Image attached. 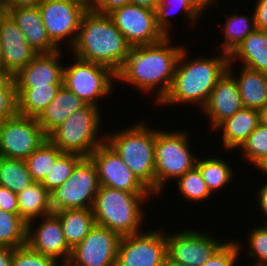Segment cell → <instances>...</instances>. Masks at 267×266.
I'll return each mask as SVG.
<instances>
[{"label": "cell", "instance_id": "6da1fadb", "mask_svg": "<svg viewBox=\"0 0 267 266\" xmlns=\"http://www.w3.org/2000/svg\"><path fill=\"white\" fill-rule=\"evenodd\" d=\"M173 36H166L161 41L128 49L122 66L116 72V82L131 85L141 94L154 95L155 107L168 93L177 61L185 43H174ZM173 44V45H172Z\"/></svg>", "mask_w": 267, "mask_h": 266}, {"label": "cell", "instance_id": "7a4b0ae2", "mask_svg": "<svg viewBox=\"0 0 267 266\" xmlns=\"http://www.w3.org/2000/svg\"><path fill=\"white\" fill-rule=\"evenodd\" d=\"M188 50V47L184 46L181 51L171 87L157 108L186 104L187 107L193 105L199 107L197 110H201L214 86L227 71L229 55L216 50L212 56L199 54L193 58V55H188Z\"/></svg>", "mask_w": 267, "mask_h": 266}, {"label": "cell", "instance_id": "3957f363", "mask_svg": "<svg viewBox=\"0 0 267 266\" xmlns=\"http://www.w3.org/2000/svg\"><path fill=\"white\" fill-rule=\"evenodd\" d=\"M130 47L109 15L88 9L81 19L76 41L68 52L82 60L107 66L116 73Z\"/></svg>", "mask_w": 267, "mask_h": 266}, {"label": "cell", "instance_id": "277c9868", "mask_svg": "<svg viewBox=\"0 0 267 266\" xmlns=\"http://www.w3.org/2000/svg\"><path fill=\"white\" fill-rule=\"evenodd\" d=\"M150 197L156 198L152 193H130L100 185L92 206L95 224L121 237L138 234L148 228L145 211L149 206L145 205Z\"/></svg>", "mask_w": 267, "mask_h": 266}, {"label": "cell", "instance_id": "5b68a950", "mask_svg": "<svg viewBox=\"0 0 267 266\" xmlns=\"http://www.w3.org/2000/svg\"><path fill=\"white\" fill-rule=\"evenodd\" d=\"M105 133V141L136 178L155 196L156 129L147 125L146 120L139 119L125 129L106 130Z\"/></svg>", "mask_w": 267, "mask_h": 266}, {"label": "cell", "instance_id": "8992f818", "mask_svg": "<svg viewBox=\"0 0 267 266\" xmlns=\"http://www.w3.org/2000/svg\"><path fill=\"white\" fill-rule=\"evenodd\" d=\"M184 130V131H183ZM171 131L156 129L155 140V197L162 198L168 183L196 166L198 156L193 153L191 135L186 129ZM190 135V136H189ZM191 139V140H190Z\"/></svg>", "mask_w": 267, "mask_h": 266}, {"label": "cell", "instance_id": "52a82bcc", "mask_svg": "<svg viewBox=\"0 0 267 266\" xmlns=\"http://www.w3.org/2000/svg\"><path fill=\"white\" fill-rule=\"evenodd\" d=\"M101 110L95 105L87 104L52 130L47 139L63 153L89 157L106 139V133L102 129L104 115Z\"/></svg>", "mask_w": 267, "mask_h": 266}, {"label": "cell", "instance_id": "ba28073f", "mask_svg": "<svg viewBox=\"0 0 267 266\" xmlns=\"http://www.w3.org/2000/svg\"><path fill=\"white\" fill-rule=\"evenodd\" d=\"M72 57L73 62L64 64L63 85L85 103L100 108L99 101L116 90V73L107 66Z\"/></svg>", "mask_w": 267, "mask_h": 266}, {"label": "cell", "instance_id": "9c48e42d", "mask_svg": "<svg viewBox=\"0 0 267 266\" xmlns=\"http://www.w3.org/2000/svg\"><path fill=\"white\" fill-rule=\"evenodd\" d=\"M99 187L96 166L89 157H84L70 178L50 192L52 212L92 209Z\"/></svg>", "mask_w": 267, "mask_h": 266}, {"label": "cell", "instance_id": "30bf717a", "mask_svg": "<svg viewBox=\"0 0 267 266\" xmlns=\"http://www.w3.org/2000/svg\"><path fill=\"white\" fill-rule=\"evenodd\" d=\"M38 8L50 40L59 49L64 43L66 49H70L76 41L81 19L88 7L76 0H43Z\"/></svg>", "mask_w": 267, "mask_h": 266}, {"label": "cell", "instance_id": "8fae6325", "mask_svg": "<svg viewBox=\"0 0 267 266\" xmlns=\"http://www.w3.org/2000/svg\"><path fill=\"white\" fill-rule=\"evenodd\" d=\"M198 228L167 230V256L184 266H202L227 241Z\"/></svg>", "mask_w": 267, "mask_h": 266}, {"label": "cell", "instance_id": "7c38bea8", "mask_svg": "<svg viewBox=\"0 0 267 266\" xmlns=\"http://www.w3.org/2000/svg\"><path fill=\"white\" fill-rule=\"evenodd\" d=\"M152 229L121 237L116 266H162L167 256L166 231L162 226Z\"/></svg>", "mask_w": 267, "mask_h": 266}, {"label": "cell", "instance_id": "4fadbf2b", "mask_svg": "<svg viewBox=\"0 0 267 266\" xmlns=\"http://www.w3.org/2000/svg\"><path fill=\"white\" fill-rule=\"evenodd\" d=\"M47 140L35 117L15 116L0 123V156L25 160Z\"/></svg>", "mask_w": 267, "mask_h": 266}, {"label": "cell", "instance_id": "5bb4252c", "mask_svg": "<svg viewBox=\"0 0 267 266\" xmlns=\"http://www.w3.org/2000/svg\"><path fill=\"white\" fill-rule=\"evenodd\" d=\"M108 15L131 47L154 44L166 37L156 24L155 10L130 3Z\"/></svg>", "mask_w": 267, "mask_h": 266}, {"label": "cell", "instance_id": "9a60e30c", "mask_svg": "<svg viewBox=\"0 0 267 266\" xmlns=\"http://www.w3.org/2000/svg\"><path fill=\"white\" fill-rule=\"evenodd\" d=\"M121 236L106 227L96 225L71 249V266H116Z\"/></svg>", "mask_w": 267, "mask_h": 266}, {"label": "cell", "instance_id": "2e32d148", "mask_svg": "<svg viewBox=\"0 0 267 266\" xmlns=\"http://www.w3.org/2000/svg\"><path fill=\"white\" fill-rule=\"evenodd\" d=\"M89 158L96 166L100 185L130 193H151L106 141Z\"/></svg>", "mask_w": 267, "mask_h": 266}, {"label": "cell", "instance_id": "e0dca14e", "mask_svg": "<svg viewBox=\"0 0 267 266\" xmlns=\"http://www.w3.org/2000/svg\"><path fill=\"white\" fill-rule=\"evenodd\" d=\"M26 245L57 263H67L71 254L59 217L54 212L27 223Z\"/></svg>", "mask_w": 267, "mask_h": 266}, {"label": "cell", "instance_id": "ac0fdd59", "mask_svg": "<svg viewBox=\"0 0 267 266\" xmlns=\"http://www.w3.org/2000/svg\"><path fill=\"white\" fill-rule=\"evenodd\" d=\"M243 108L235 78L226 71L214 86L207 102L198 112L209 121V131H213L227 118Z\"/></svg>", "mask_w": 267, "mask_h": 266}, {"label": "cell", "instance_id": "d6986e66", "mask_svg": "<svg viewBox=\"0 0 267 266\" xmlns=\"http://www.w3.org/2000/svg\"><path fill=\"white\" fill-rule=\"evenodd\" d=\"M0 40L1 67L12 77L26 67L38 54L28 44L23 32L7 13L0 17Z\"/></svg>", "mask_w": 267, "mask_h": 266}, {"label": "cell", "instance_id": "ffe728a7", "mask_svg": "<svg viewBox=\"0 0 267 266\" xmlns=\"http://www.w3.org/2000/svg\"><path fill=\"white\" fill-rule=\"evenodd\" d=\"M63 49L53 53H39L33 60L13 76L15 87L49 86L63 84Z\"/></svg>", "mask_w": 267, "mask_h": 266}, {"label": "cell", "instance_id": "44dd1931", "mask_svg": "<svg viewBox=\"0 0 267 266\" xmlns=\"http://www.w3.org/2000/svg\"><path fill=\"white\" fill-rule=\"evenodd\" d=\"M6 13L23 32L28 44L39 53H53L59 48L50 40L38 6L6 8Z\"/></svg>", "mask_w": 267, "mask_h": 266}, {"label": "cell", "instance_id": "7402d4cb", "mask_svg": "<svg viewBox=\"0 0 267 266\" xmlns=\"http://www.w3.org/2000/svg\"><path fill=\"white\" fill-rule=\"evenodd\" d=\"M259 124V111L243 107L233 116L223 121L213 132L222 133L220 135V145L224 152L229 153L231 151L232 154L233 151L241 147Z\"/></svg>", "mask_w": 267, "mask_h": 266}, {"label": "cell", "instance_id": "603a6c76", "mask_svg": "<svg viewBox=\"0 0 267 266\" xmlns=\"http://www.w3.org/2000/svg\"><path fill=\"white\" fill-rule=\"evenodd\" d=\"M235 67L228 64L227 71L236 80L243 107L261 111L267 105V73L241 65L236 72Z\"/></svg>", "mask_w": 267, "mask_h": 266}, {"label": "cell", "instance_id": "cb8c5ba5", "mask_svg": "<svg viewBox=\"0 0 267 266\" xmlns=\"http://www.w3.org/2000/svg\"><path fill=\"white\" fill-rule=\"evenodd\" d=\"M229 64L267 73V31L250 33L229 55Z\"/></svg>", "mask_w": 267, "mask_h": 266}, {"label": "cell", "instance_id": "d4e9b609", "mask_svg": "<svg viewBox=\"0 0 267 266\" xmlns=\"http://www.w3.org/2000/svg\"><path fill=\"white\" fill-rule=\"evenodd\" d=\"M86 105L87 103L62 85L52 102L37 117L38 124L48 135L71 114Z\"/></svg>", "mask_w": 267, "mask_h": 266}, {"label": "cell", "instance_id": "484cf974", "mask_svg": "<svg viewBox=\"0 0 267 266\" xmlns=\"http://www.w3.org/2000/svg\"><path fill=\"white\" fill-rule=\"evenodd\" d=\"M62 85L49 84V86L15 87L17 114L24 117L37 118L52 102Z\"/></svg>", "mask_w": 267, "mask_h": 266}, {"label": "cell", "instance_id": "4316f807", "mask_svg": "<svg viewBox=\"0 0 267 266\" xmlns=\"http://www.w3.org/2000/svg\"><path fill=\"white\" fill-rule=\"evenodd\" d=\"M236 12H230L229 15L223 13L224 17H226L225 23H220V27H218L221 33L223 32V41L218 45L219 48L215 50L227 55H230L256 29L253 11L251 12L252 14L248 13V15L238 14V11Z\"/></svg>", "mask_w": 267, "mask_h": 266}, {"label": "cell", "instance_id": "83f0119b", "mask_svg": "<svg viewBox=\"0 0 267 266\" xmlns=\"http://www.w3.org/2000/svg\"><path fill=\"white\" fill-rule=\"evenodd\" d=\"M223 159L220 155L218 156H202L197 158L196 167L202 174V177L211 192L212 195L216 192H220L222 188L224 189L229 184L233 183L235 169H232L230 161L228 159ZM234 178V179H233ZM220 190V191H219Z\"/></svg>", "mask_w": 267, "mask_h": 266}, {"label": "cell", "instance_id": "f1b7e54d", "mask_svg": "<svg viewBox=\"0 0 267 266\" xmlns=\"http://www.w3.org/2000/svg\"><path fill=\"white\" fill-rule=\"evenodd\" d=\"M54 213L59 217L64 238L71 249L95 226L92 209H67Z\"/></svg>", "mask_w": 267, "mask_h": 266}, {"label": "cell", "instance_id": "f546056e", "mask_svg": "<svg viewBox=\"0 0 267 266\" xmlns=\"http://www.w3.org/2000/svg\"><path fill=\"white\" fill-rule=\"evenodd\" d=\"M17 200L19 215L26 223L52 213L50 192L40 182L18 193Z\"/></svg>", "mask_w": 267, "mask_h": 266}, {"label": "cell", "instance_id": "4dcf8cb0", "mask_svg": "<svg viewBox=\"0 0 267 266\" xmlns=\"http://www.w3.org/2000/svg\"><path fill=\"white\" fill-rule=\"evenodd\" d=\"M156 24L158 28L163 32L165 36H173V15L180 13L182 18L190 26V29H194L202 19L187 3V0H160L159 5L156 8ZM184 16V17H183ZM187 20V21H186ZM191 24V25H189ZM172 32V33H171Z\"/></svg>", "mask_w": 267, "mask_h": 266}, {"label": "cell", "instance_id": "1f68e13d", "mask_svg": "<svg viewBox=\"0 0 267 266\" xmlns=\"http://www.w3.org/2000/svg\"><path fill=\"white\" fill-rule=\"evenodd\" d=\"M34 183L23 159L0 156V186L18 194Z\"/></svg>", "mask_w": 267, "mask_h": 266}, {"label": "cell", "instance_id": "d6a6232c", "mask_svg": "<svg viewBox=\"0 0 267 266\" xmlns=\"http://www.w3.org/2000/svg\"><path fill=\"white\" fill-rule=\"evenodd\" d=\"M63 154L48 139L24 161L34 182H42Z\"/></svg>", "mask_w": 267, "mask_h": 266}, {"label": "cell", "instance_id": "836d02e7", "mask_svg": "<svg viewBox=\"0 0 267 266\" xmlns=\"http://www.w3.org/2000/svg\"><path fill=\"white\" fill-rule=\"evenodd\" d=\"M27 223L19 214L0 209V246L19 248L26 245Z\"/></svg>", "mask_w": 267, "mask_h": 266}, {"label": "cell", "instance_id": "e575fe53", "mask_svg": "<svg viewBox=\"0 0 267 266\" xmlns=\"http://www.w3.org/2000/svg\"><path fill=\"white\" fill-rule=\"evenodd\" d=\"M174 183H177L174 186L177 187L179 195L185 202L190 201V204L192 202L196 204L212 199L213 195L196 166L187 171L183 176H180Z\"/></svg>", "mask_w": 267, "mask_h": 266}, {"label": "cell", "instance_id": "d590c367", "mask_svg": "<svg viewBox=\"0 0 267 266\" xmlns=\"http://www.w3.org/2000/svg\"><path fill=\"white\" fill-rule=\"evenodd\" d=\"M258 225L249 228L250 231L247 233L248 236L246 235L245 237L247 238V243L245 241L239 242L240 240L235 239L239 246L240 252H242V254L246 257V260L247 258L251 260L249 266L251 264V266L267 265V229L262 224ZM243 250L246 252L244 253Z\"/></svg>", "mask_w": 267, "mask_h": 266}, {"label": "cell", "instance_id": "8d00e7d4", "mask_svg": "<svg viewBox=\"0 0 267 266\" xmlns=\"http://www.w3.org/2000/svg\"><path fill=\"white\" fill-rule=\"evenodd\" d=\"M83 158L82 155L76 153H63L41 184L49 192L53 191L70 178L72 171Z\"/></svg>", "mask_w": 267, "mask_h": 266}, {"label": "cell", "instance_id": "74e56055", "mask_svg": "<svg viewBox=\"0 0 267 266\" xmlns=\"http://www.w3.org/2000/svg\"><path fill=\"white\" fill-rule=\"evenodd\" d=\"M237 151L245 163H251L252 167L257 164L267 155V127L260 123Z\"/></svg>", "mask_w": 267, "mask_h": 266}, {"label": "cell", "instance_id": "f35d334b", "mask_svg": "<svg viewBox=\"0 0 267 266\" xmlns=\"http://www.w3.org/2000/svg\"><path fill=\"white\" fill-rule=\"evenodd\" d=\"M234 239H228L202 266H239L242 254ZM239 259V260H238ZM238 264V265H237Z\"/></svg>", "mask_w": 267, "mask_h": 266}, {"label": "cell", "instance_id": "ab89813d", "mask_svg": "<svg viewBox=\"0 0 267 266\" xmlns=\"http://www.w3.org/2000/svg\"><path fill=\"white\" fill-rule=\"evenodd\" d=\"M51 257L35 252L27 245L15 248L11 266H56Z\"/></svg>", "mask_w": 267, "mask_h": 266}, {"label": "cell", "instance_id": "60d3db41", "mask_svg": "<svg viewBox=\"0 0 267 266\" xmlns=\"http://www.w3.org/2000/svg\"><path fill=\"white\" fill-rule=\"evenodd\" d=\"M17 114V100L14 79L0 89V123Z\"/></svg>", "mask_w": 267, "mask_h": 266}, {"label": "cell", "instance_id": "b9f144b4", "mask_svg": "<svg viewBox=\"0 0 267 266\" xmlns=\"http://www.w3.org/2000/svg\"><path fill=\"white\" fill-rule=\"evenodd\" d=\"M130 0H91L88 9L101 14H109L117 8L130 4Z\"/></svg>", "mask_w": 267, "mask_h": 266}, {"label": "cell", "instance_id": "7bdbcfd3", "mask_svg": "<svg viewBox=\"0 0 267 266\" xmlns=\"http://www.w3.org/2000/svg\"><path fill=\"white\" fill-rule=\"evenodd\" d=\"M17 194L0 186V209L5 212L19 214Z\"/></svg>", "mask_w": 267, "mask_h": 266}, {"label": "cell", "instance_id": "ee69618b", "mask_svg": "<svg viewBox=\"0 0 267 266\" xmlns=\"http://www.w3.org/2000/svg\"><path fill=\"white\" fill-rule=\"evenodd\" d=\"M252 6L254 21L257 30L267 31V0H255Z\"/></svg>", "mask_w": 267, "mask_h": 266}, {"label": "cell", "instance_id": "f6af8a7d", "mask_svg": "<svg viewBox=\"0 0 267 266\" xmlns=\"http://www.w3.org/2000/svg\"><path fill=\"white\" fill-rule=\"evenodd\" d=\"M187 3L200 17H202L207 9L211 8L213 5L214 7L217 5V8L221 10V13L224 12L221 9V3H219V0H187Z\"/></svg>", "mask_w": 267, "mask_h": 266}, {"label": "cell", "instance_id": "bcb514c9", "mask_svg": "<svg viewBox=\"0 0 267 266\" xmlns=\"http://www.w3.org/2000/svg\"><path fill=\"white\" fill-rule=\"evenodd\" d=\"M257 191H254L255 197L257 200H255L258 204L257 207H259L260 212L259 214L262 215V218L267 219V179L265 182H263V184L260 185V187L258 186V189H256Z\"/></svg>", "mask_w": 267, "mask_h": 266}, {"label": "cell", "instance_id": "7dc6e473", "mask_svg": "<svg viewBox=\"0 0 267 266\" xmlns=\"http://www.w3.org/2000/svg\"><path fill=\"white\" fill-rule=\"evenodd\" d=\"M43 0H5L6 8L11 7H35Z\"/></svg>", "mask_w": 267, "mask_h": 266}, {"label": "cell", "instance_id": "c3c4849f", "mask_svg": "<svg viewBox=\"0 0 267 266\" xmlns=\"http://www.w3.org/2000/svg\"><path fill=\"white\" fill-rule=\"evenodd\" d=\"M15 248L0 246V266H11Z\"/></svg>", "mask_w": 267, "mask_h": 266}, {"label": "cell", "instance_id": "681fc988", "mask_svg": "<svg viewBox=\"0 0 267 266\" xmlns=\"http://www.w3.org/2000/svg\"><path fill=\"white\" fill-rule=\"evenodd\" d=\"M131 4H135L140 7H145L151 10H156L160 0H130Z\"/></svg>", "mask_w": 267, "mask_h": 266}, {"label": "cell", "instance_id": "f907efd6", "mask_svg": "<svg viewBox=\"0 0 267 266\" xmlns=\"http://www.w3.org/2000/svg\"><path fill=\"white\" fill-rule=\"evenodd\" d=\"M253 168H255L257 172L259 171L264 173L267 177V155L264 156L257 164H255Z\"/></svg>", "mask_w": 267, "mask_h": 266}, {"label": "cell", "instance_id": "816d5d0a", "mask_svg": "<svg viewBox=\"0 0 267 266\" xmlns=\"http://www.w3.org/2000/svg\"><path fill=\"white\" fill-rule=\"evenodd\" d=\"M13 77L0 67V89H2Z\"/></svg>", "mask_w": 267, "mask_h": 266}, {"label": "cell", "instance_id": "f5cc1de1", "mask_svg": "<svg viewBox=\"0 0 267 266\" xmlns=\"http://www.w3.org/2000/svg\"><path fill=\"white\" fill-rule=\"evenodd\" d=\"M260 113V123L267 127V105L259 111Z\"/></svg>", "mask_w": 267, "mask_h": 266}, {"label": "cell", "instance_id": "db71d44e", "mask_svg": "<svg viewBox=\"0 0 267 266\" xmlns=\"http://www.w3.org/2000/svg\"><path fill=\"white\" fill-rule=\"evenodd\" d=\"M162 266H184L182 264H180L179 262H176L174 260H172L171 258H169L168 256L165 257Z\"/></svg>", "mask_w": 267, "mask_h": 266}, {"label": "cell", "instance_id": "11a10c76", "mask_svg": "<svg viewBox=\"0 0 267 266\" xmlns=\"http://www.w3.org/2000/svg\"><path fill=\"white\" fill-rule=\"evenodd\" d=\"M5 0H0V17L6 14Z\"/></svg>", "mask_w": 267, "mask_h": 266}, {"label": "cell", "instance_id": "9f6ffc18", "mask_svg": "<svg viewBox=\"0 0 267 266\" xmlns=\"http://www.w3.org/2000/svg\"><path fill=\"white\" fill-rule=\"evenodd\" d=\"M76 1L81 2L82 4L86 5L88 8H89L90 3H91V0H76Z\"/></svg>", "mask_w": 267, "mask_h": 266}, {"label": "cell", "instance_id": "6f0895ef", "mask_svg": "<svg viewBox=\"0 0 267 266\" xmlns=\"http://www.w3.org/2000/svg\"><path fill=\"white\" fill-rule=\"evenodd\" d=\"M2 64V47H1V40H0V67Z\"/></svg>", "mask_w": 267, "mask_h": 266}, {"label": "cell", "instance_id": "680465c9", "mask_svg": "<svg viewBox=\"0 0 267 266\" xmlns=\"http://www.w3.org/2000/svg\"><path fill=\"white\" fill-rule=\"evenodd\" d=\"M264 220V221H263ZM260 220L261 223L267 229V219ZM263 221V222H262Z\"/></svg>", "mask_w": 267, "mask_h": 266}, {"label": "cell", "instance_id": "91938a15", "mask_svg": "<svg viewBox=\"0 0 267 266\" xmlns=\"http://www.w3.org/2000/svg\"><path fill=\"white\" fill-rule=\"evenodd\" d=\"M56 266H71L68 263H58Z\"/></svg>", "mask_w": 267, "mask_h": 266}]
</instances>
